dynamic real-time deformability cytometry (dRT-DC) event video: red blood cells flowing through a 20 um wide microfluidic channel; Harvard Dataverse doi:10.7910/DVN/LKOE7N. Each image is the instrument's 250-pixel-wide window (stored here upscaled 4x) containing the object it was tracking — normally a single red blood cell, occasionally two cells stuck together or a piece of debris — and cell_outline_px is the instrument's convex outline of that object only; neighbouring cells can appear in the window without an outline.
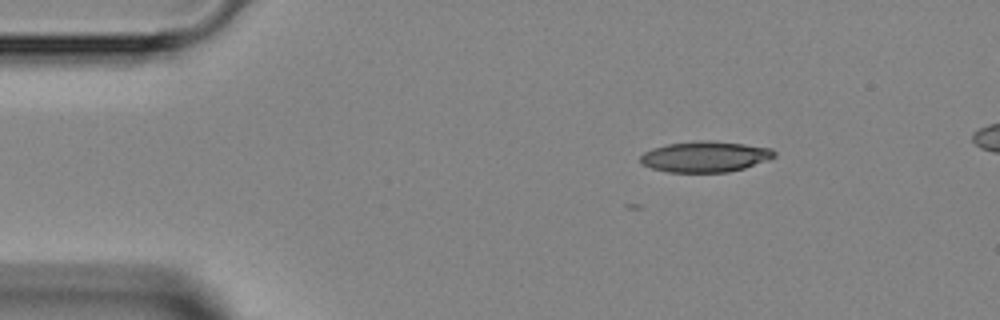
{"species": "Egyptian fruit bat (a non-hibernating species)", "species_latin": "Rousettus aegyptiacus", "temperature_condition": "room temperature", "stored_images_in_passage": 3, "camera_frame_rate_fps": 3000, "um_per_image_px": 0.085, "animal": {"sex": "female"}, "frame": {"image": 1, "passage_image": 1, "time_ms": 0.0, "image_size_px": [1000, 320], "cell_outline_px": [[776, 156], [744, 168], [728, 172], [668, 172], [652, 168], [640, 164], [640, 156], [644, 152], [652, 148], [668, 144], [696, 140], [712, 140], [744, 144], [772, 148], [776, 152]], "centroid_in_image_um": [59.91, 13.31], "position_along_channel_um": 25.1, "area_um2": 24.1}}